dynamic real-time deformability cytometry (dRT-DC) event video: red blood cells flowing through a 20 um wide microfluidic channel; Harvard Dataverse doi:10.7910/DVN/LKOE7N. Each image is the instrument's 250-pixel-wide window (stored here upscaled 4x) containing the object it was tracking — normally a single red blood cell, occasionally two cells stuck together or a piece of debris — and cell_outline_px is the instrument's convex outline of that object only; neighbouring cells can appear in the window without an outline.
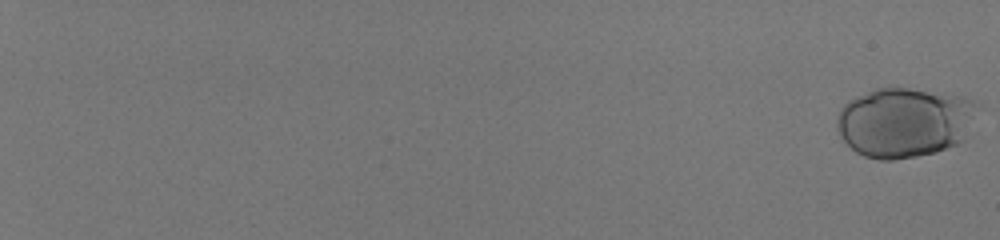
{"species": "human", "species_latin": "Homo sapiens", "temperature_condition": "room temperature", "stored_images_in_passage": 31, "camera_frame_rate_fps": 3000, "um_per_image_px": 0.085, "donor": {"sex": "male"}, "frame": {"image": 1, "passage_image": 1, "time_ms": 0.0, "image_size_px": [1000, 240], "cell_outline_px": [[980, 108], [964, 140], [956, 144], [936, 152], [916, 156], [892, 160], [880, 160], [864, 156], [856, 152], [840, 136], [836, 128], [836, 120], [840, 108], [848, 100], [876, 88], [896, 84], [964, 96], [980, 104]], "centroid_in_image_um": [76.9, 10.35], "position_along_channel_um": 8.1, "area_um2": 58.55}}
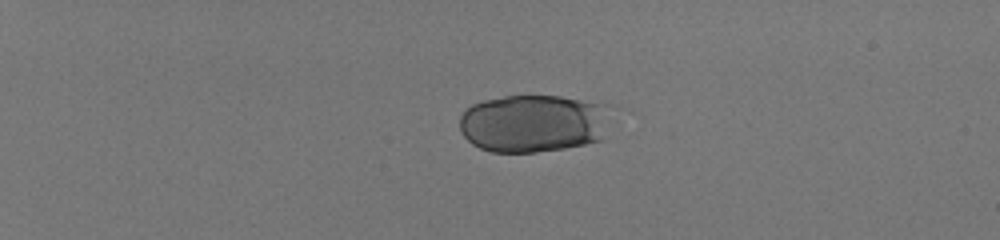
{"frame": {"image": 2, "passage_image": 18, "time_ms": 5.667, "image_size_px": [1000, 240], "cell_outline_px": [[604, 140], [564, 148], [536, 152], [492, 152], [480, 148], [472, 144], [464, 136], [460, 128], [460, 116], [464, 108], [472, 104], [484, 100], [504, 96], [560, 96], [580, 100], [596, 104]], "centroid_in_image_um": [45.1, 10.51], "position_along_channel_um": 39.9, "area_um2": 49.42}}